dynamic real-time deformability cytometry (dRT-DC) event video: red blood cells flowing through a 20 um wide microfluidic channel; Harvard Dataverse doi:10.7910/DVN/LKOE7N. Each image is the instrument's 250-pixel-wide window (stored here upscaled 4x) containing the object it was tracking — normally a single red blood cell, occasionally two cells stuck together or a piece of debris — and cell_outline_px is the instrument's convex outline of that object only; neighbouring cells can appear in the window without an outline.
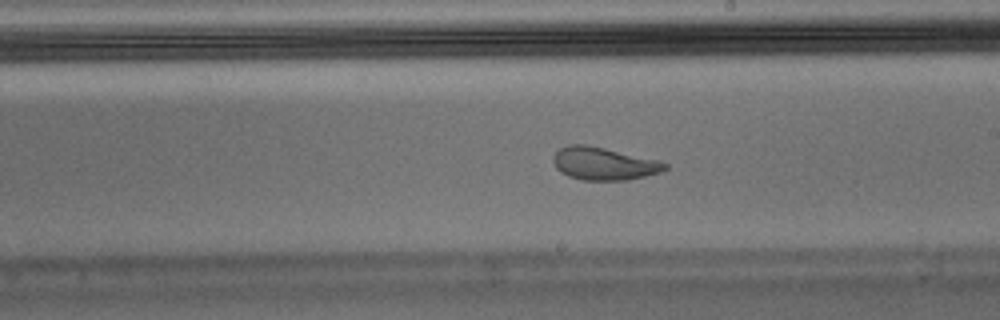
{"species": "Egyptian fruit bat (a non-hibernating species)", "species_latin": "Rousettus aegyptiacus", "temperature_condition": "warm", "stored_images_in_passage": 29, "camera_frame_rate_fps": 3000, "um_per_image_px": 0.085, "animal": {"sex": "male"}, "frame": {"image": 1, "passage_image": 17, "time_ms": 5.333, "image_size_px": [1000, 320], "cell_outline_px": [[668, 168], [660, 172], [628, 180], [580, 180], [568, 176], [560, 172], [556, 168], [552, 160], [552, 156], [560, 148], [568, 144], [588, 144], [656, 160], [668, 164]], "centroid_in_image_um": [51.27, 13.91], "position_along_channel_um": 237.7, "area_um2": 21.33}}